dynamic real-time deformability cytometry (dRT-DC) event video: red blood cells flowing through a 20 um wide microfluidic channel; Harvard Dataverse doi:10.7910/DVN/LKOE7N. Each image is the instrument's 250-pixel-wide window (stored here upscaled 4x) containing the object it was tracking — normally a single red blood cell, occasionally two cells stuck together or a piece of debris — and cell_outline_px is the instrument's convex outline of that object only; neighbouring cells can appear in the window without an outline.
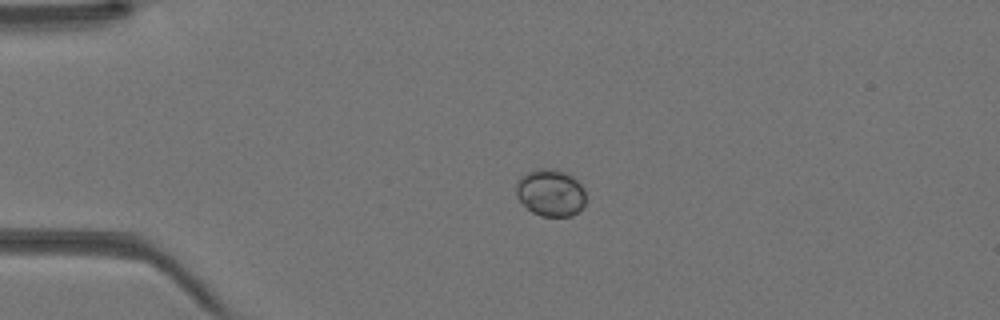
{"species": "Egyptian fruit bat (a non-hibernating species)", "species_latin": "Rousettus aegyptiacus", "temperature_condition": "warm", "stored_images_in_passage": 34, "camera_frame_rate_fps": 3000, "um_per_image_px": 0.085, "animal": {"sex": "female"}, "frame": {"image": 1, "passage_image": 1, "time_ms": 0.0, "image_size_px": [1000, 320], "cell_outline_px": [[584, 204], [572, 216], [540, 216], [532, 212], [516, 196], [516, 184], [520, 176], [536, 168], [552, 168], [568, 172], [584, 188]], "centroid_in_image_um": [46.78, 16.36], "position_along_channel_um": 38.2, "area_um2": 19.13}}
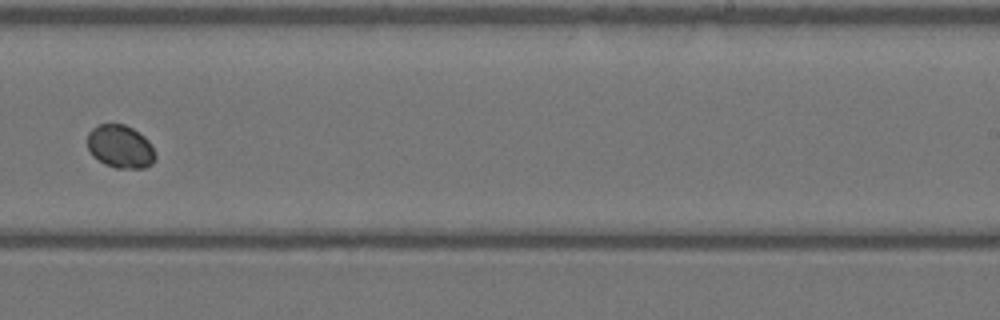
{"frame": {"image": 2, "passage_image": 19, "time_ms": 6.0, "image_size_px": [1000, 320], "cell_outline_px": [[156, 156], [152, 164], [144, 168], [116, 168], [104, 164], [92, 156], [88, 148], [88, 132], [96, 124], [124, 124], [132, 128], [144, 136], [148, 140], [156, 152]], "centroid_in_image_um": [10.22, 12.46], "position_along_channel_um": 278.8, "area_um2": 17.22}}
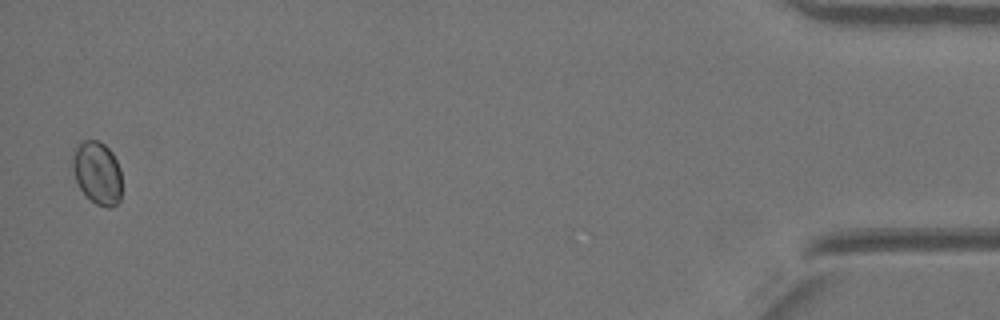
{"frame": {"image": 3, "passage_image": 34, "time_ms": 11.0, "image_size_px": [1000, 320], "cell_outline_px": [[120, 200], [112, 208], [108, 208], [96, 204], [80, 188], [76, 180], [72, 168], [72, 156], [80, 140], [96, 140], [104, 144], [112, 152], [120, 168]], "centroid_in_image_um": [8.26, 14.67], "position_along_channel_um": 426.9, "area_um2": 17.92}}